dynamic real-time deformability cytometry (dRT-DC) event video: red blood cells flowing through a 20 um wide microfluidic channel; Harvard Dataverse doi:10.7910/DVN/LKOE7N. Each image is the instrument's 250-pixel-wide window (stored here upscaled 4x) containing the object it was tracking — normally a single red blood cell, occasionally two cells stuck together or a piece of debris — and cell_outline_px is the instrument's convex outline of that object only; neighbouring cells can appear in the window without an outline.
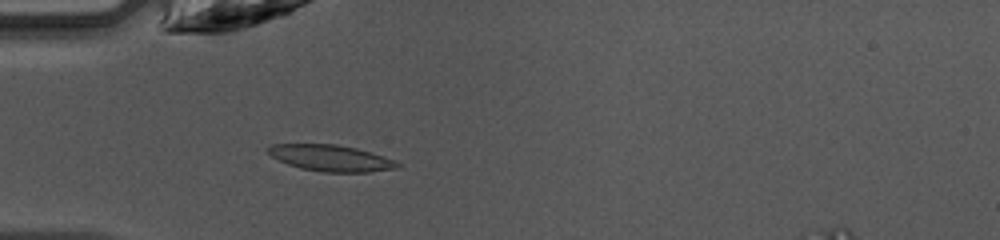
{"species": "common noctule bat (a hibernating species)", "species_latin": "Nyctalus noctula", "temperature_condition": "warm", "stored_images_in_passage": 33, "camera_frame_rate_fps": 3000, "um_per_image_px": 0.085, "animal": {"sex": "female", "body_mass_g": 10.0, "forearm_length_mm": 53.1}, "frame": {"image": 1, "passage_image": 6, "time_ms": 1.667, "image_size_px": [1000, 240], "cell_outline_px": [[400, 168], [368, 172], [324, 172], [300, 168], [288, 164], [272, 156], [264, 148], [272, 144], [336, 144], [356, 148], [372, 152], [396, 160], [400, 164]], "centroid_in_image_um": [28.15, 13.43], "position_along_channel_um": 56.8, "area_um2": 19.94}}
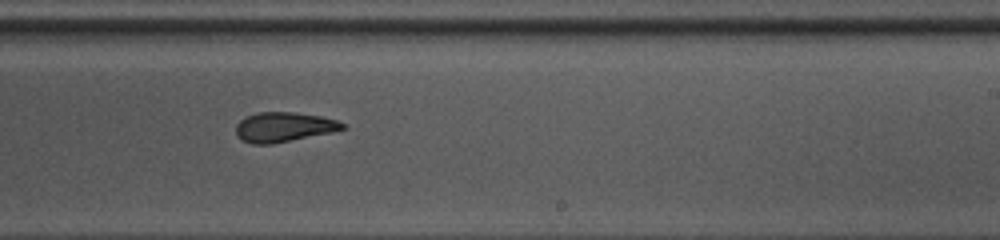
{"frame": {"image": 2, "passage_image": 21, "time_ms": 6.667, "image_size_px": [1000, 240], "cell_outline_px": [[348, 128], [332, 132], [272, 144], [252, 144], [240, 140], [236, 136], [236, 124], [244, 116], [256, 112], [292, 112], [320, 116], [336, 120], [344, 124]], "centroid_in_image_um": [24.07, 10.8], "position_along_channel_um": 264.9, "area_um2": 18.61}}
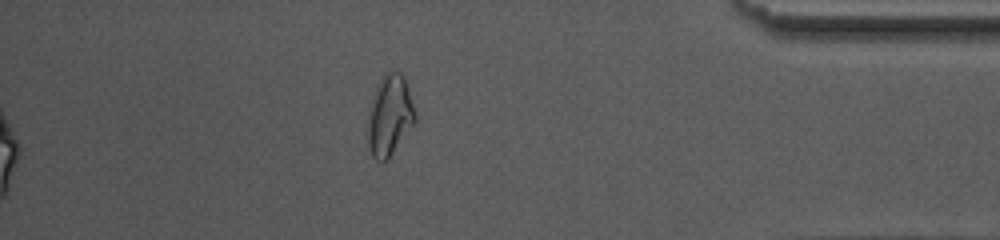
{"frame": {"image": 3, "passage_image": 33, "time_ms": 10.667, "image_size_px": [1000, 240], "cell_outline_px": [[416, 120], [388, 160], [376, 160], [372, 156], [368, 148], [368, 128], [372, 96], [384, 72], [400, 72], [404, 76], [408, 88], [416, 116]], "centroid_in_image_um": [33.12, 9.82], "position_along_channel_um": 402.1, "area_um2": 21.91}, "authors_computed_cell_mechanics": {"area_um2": 19.3052, "velocity_mm_per_s": 4.2331, "shape_relaxation_time_tau1_ms": 5.4889, "shape_relaxation_time_tau2_ms": 1.1805, "deformation_change_tau1": 0.1825, "deformation_change_tau2": 0.0774}}